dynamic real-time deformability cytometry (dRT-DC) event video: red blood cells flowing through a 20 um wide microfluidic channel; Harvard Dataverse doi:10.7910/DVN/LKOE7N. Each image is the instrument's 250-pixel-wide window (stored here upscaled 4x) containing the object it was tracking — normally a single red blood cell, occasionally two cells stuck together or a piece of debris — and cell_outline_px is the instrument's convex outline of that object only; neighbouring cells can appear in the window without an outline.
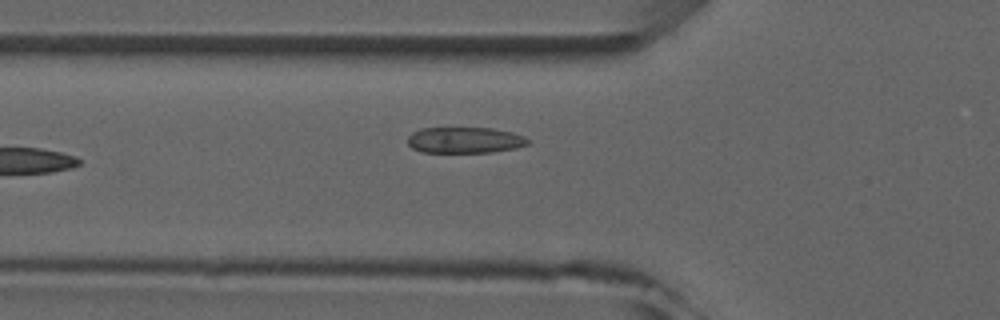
{"species": "common noctule bat (a hibernating species)", "species_latin": "Nyctalus noctula", "temperature_condition": "room temperature", "stored_images_in_passage": 5, "camera_frame_rate_fps": 3000, "um_per_image_px": 0.085, "animal": {"sex": "male", "forearm_length_mm": 52.5}, "frame": {"image": 1, "passage_image": 5, "time_ms": 5.0, "image_size_px": [1000, 320], "cell_outline_px": [[528, 144], [516, 148], [492, 152], [420, 152], [412, 148], [408, 144], [408, 136], [412, 132], [420, 128], [492, 128], [512, 132], [524, 136], [528, 140]], "centroid_in_image_um": [39.48, 11.91], "position_along_channel_um": 86.3, "area_um2": 18.26}}